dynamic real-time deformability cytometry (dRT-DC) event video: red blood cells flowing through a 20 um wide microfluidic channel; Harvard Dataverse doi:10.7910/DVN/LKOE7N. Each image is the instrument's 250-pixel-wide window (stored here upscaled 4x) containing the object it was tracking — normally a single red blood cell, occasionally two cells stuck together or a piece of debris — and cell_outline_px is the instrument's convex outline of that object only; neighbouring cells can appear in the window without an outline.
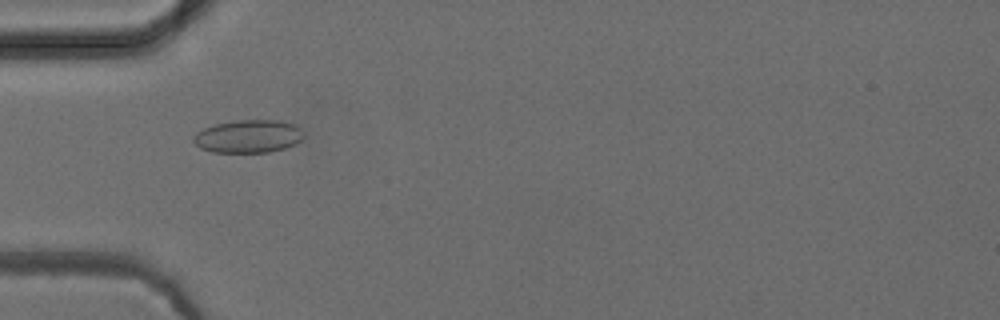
{"species": "common noctule bat (a hibernating species)", "species_latin": "Nyctalus noctula", "temperature_condition": "cold", "stored_images_in_passage": 47, "camera_frame_rate_fps": 3000, "um_per_image_px": 0.085, "animal": {"sex": "female", "body_mass_g": 24.6, "forearm_length_mm": 56.2}, "frame": {"image": 1, "passage_image": 12, "time_ms": 3.667, "image_size_px": [1000, 320], "cell_outline_px": [[304, 136], [296, 144], [284, 148], [268, 152], [212, 152], [200, 148], [192, 140], [192, 136], [196, 132], [204, 128], [216, 124], [232, 120], [280, 120], [296, 124], [304, 132]], "centroid_in_image_um": [21.11, 11.58], "position_along_channel_um": 63.9, "area_um2": 21.39}}
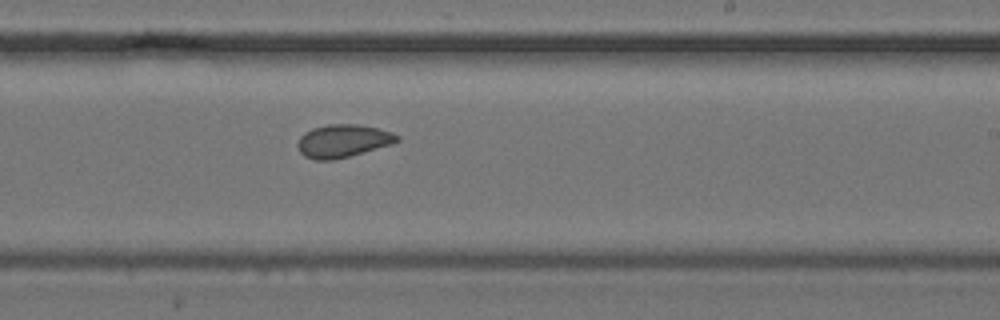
{"frame": {"image": 2, "passage_image": 27, "time_ms": 8.667, "image_size_px": [1000, 320], "cell_outline_px": [[400, 140], [392, 144], [348, 156], [332, 160], [316, 160], [304, 156], [300, 152], [296, 144], [300, 136], [304, 132], [312, 128], [328, 124], [356, 124], [376, 128], [392, 132], [400, 136]], "centroid_in_image_um": [29.12, 11.97], "position_along_channel_um": 259.9, "area_um2": 19.02}}
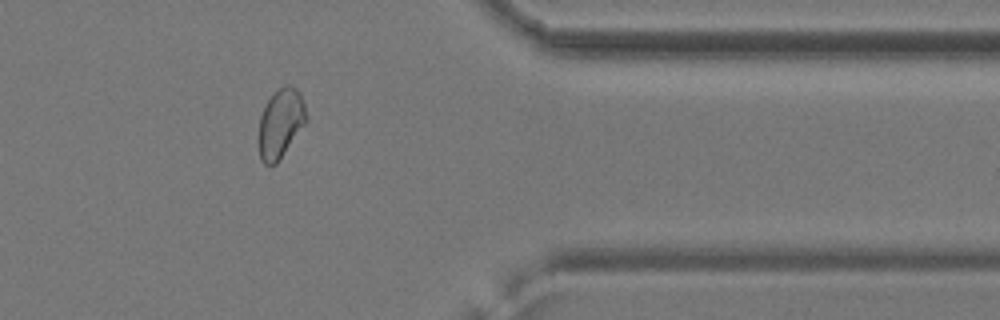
{"frame": {"image": 3, "passage_image": 38, "time_ms": 12.333, "image_size_px": [1000, 320], "cell_outline_px": [[308, 120], [276, 164], [264, 164], [260, 160], [260, 116], [268, 100], [280, 88], [292, 84], [300, 92], [308, 116]], "centroid_in_image_um": [23.89, 10.47], "position_along_channel_um": 387.5, "area_um2": 18.79}, "authors_computed_cell_mechanics": {"area_um2": 19.074, "velocity_mm_per_s": 3.944, "shape_relaxation_time_tau1_ms": null, "shape_relaxation_time_tau2_ms": 2.0936, "deformation_change_tau1": null, "deformation_change_tau2": 0.0689}}